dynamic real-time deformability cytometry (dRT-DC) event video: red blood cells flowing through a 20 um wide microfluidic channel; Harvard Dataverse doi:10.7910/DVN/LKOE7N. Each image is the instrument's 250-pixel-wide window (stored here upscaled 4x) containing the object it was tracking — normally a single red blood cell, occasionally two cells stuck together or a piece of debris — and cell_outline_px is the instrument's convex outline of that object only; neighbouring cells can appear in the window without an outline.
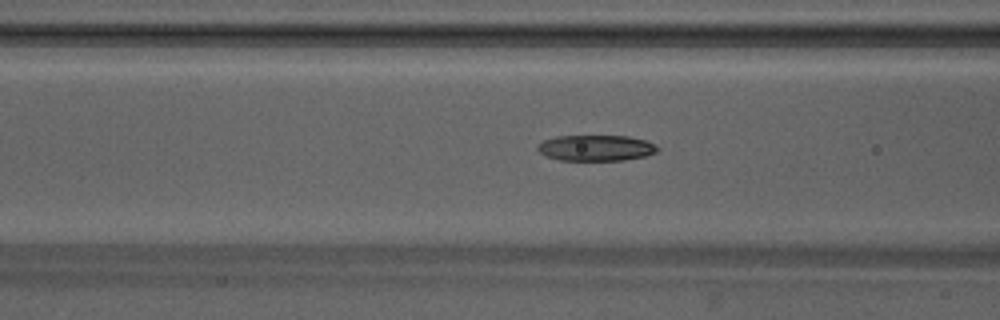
{"species": "Egyptian fruit bat (a non-hibernating species)", "species_latin": "Rousettus aegyptiacus", "temperature_condition": "warm", "stored_images_in_passage": 34, "camera_frame_rate_fps": 3000, "um_per_image_px": 0.085, "animal": {"sex": "male"}, "frame": {"image": 1, "passage_image": 13, "time_ms": 4.0, "image_size_px": [1000, 320], "cell_outline_px": [[660, 148], [656, 152], [644, 156], [624, 160], [560, 160], [544, 156], [536, 148], [544, 140], [556, 136], [628, 136], [644, 140], [656, 144]], "centroid_in_image_um": [50.66, 12.57], "position_along_channel_um": 115.9, "area_um2": 18.03}}
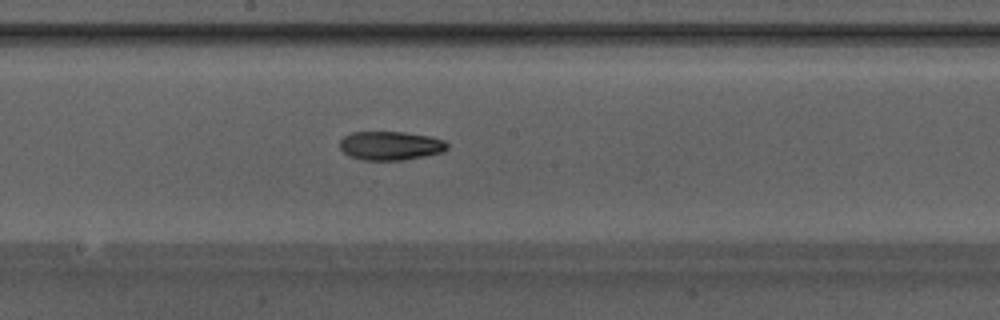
{"frame": {"image": 2, "passage_image": 20, "time_ms": 6.333, "image_size_px": [1000, 320], "cell_outline_px": [[448, 148], [444, 152], [404, 160], [364, 160], [348, 156], [340, 148], [340, 140], [344, 136], [352, 132], [404, 132], [432, 136], [444, 140], [448, 144]], "centroid_in_image_um": [33.21, 12.38], "position_along_channel_um": 215.0, "area_um2": 18.21}}
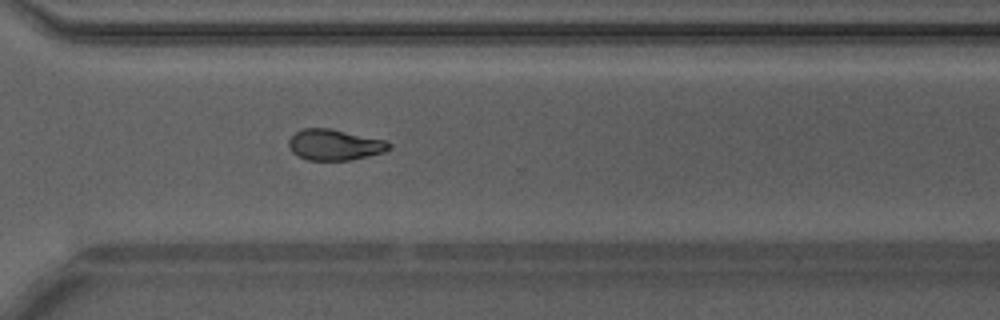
{"frame": {"image": 3, "passage_image": 29, "time_ms": 9.333, "image_size_px": [1000, 320], "cell_outline_px": [[392, 148], [384, 152], [348, 160], [308, 160], [296, 156], [288, 148], [288, 140], [296, 132], [304, 128], [332, 128], [384, 140], [392, 144]], "centroid_in_image_um": [28.41, 12.3], "position_along_channel_um": 342.2, "area_um2": 18.15}}